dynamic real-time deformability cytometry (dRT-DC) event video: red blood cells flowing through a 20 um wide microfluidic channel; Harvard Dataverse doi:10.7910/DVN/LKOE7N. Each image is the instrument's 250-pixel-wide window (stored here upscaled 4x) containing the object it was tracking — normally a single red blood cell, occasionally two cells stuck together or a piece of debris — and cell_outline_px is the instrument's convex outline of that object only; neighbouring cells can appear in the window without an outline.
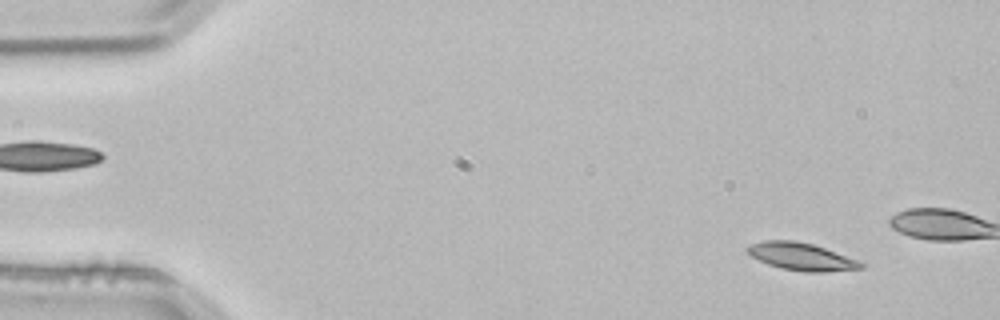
{"species": "common noctule bat (a hibernating species)", "species_latin": "Nyctalus noctula", "temperature_condition": "room temperature", "stored_images_in_passage": 2, "camera_frame_rate_fps": 3000, "um_per_image_px": 0.085, "animal": {"sex": "male", "body_mass_g": 21.5, "forearm_length_mm": 52.0}, "frame": {"image": 1, "passage_image": 2, "time_ms": 0.333, "image_size_px": [1000, 320], "cell_outline_px": [[864, 268], [824, 272], [804, 272], [780, 268], [768, 264], [752, 256], [744, 248], [748, 244], [764, 240], [796, 240], [812, 244], [824, 248], [856, 260], [864, 264]], "centroid_in_image_um": [68.06, 21.8], "position_along_channel_um": 16.9, "area_um2": 18.09}}